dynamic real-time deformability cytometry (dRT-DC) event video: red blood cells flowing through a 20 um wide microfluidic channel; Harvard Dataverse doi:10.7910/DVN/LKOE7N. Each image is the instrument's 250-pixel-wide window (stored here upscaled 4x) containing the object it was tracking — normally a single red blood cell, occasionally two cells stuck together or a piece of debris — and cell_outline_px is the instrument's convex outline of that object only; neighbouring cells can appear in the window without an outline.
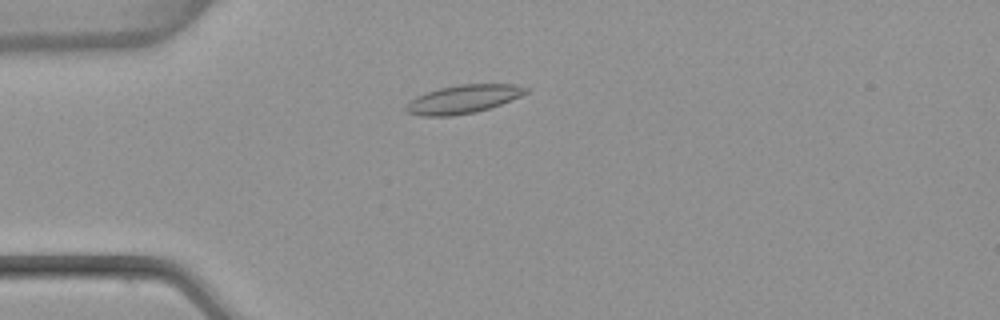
{"species": "common noctule bat (a hibernating species)", "species_latin": "Nyctalus noctula", "temperature_condition": "warm", "stored_images_in_passage": 5, "camera_frame_rate_fps": 3000, "um_per_image_px": 0.085, "animal": {"sex": "female", "body_mass_g": 22.7, "forearm_length_mm": 54.2}, "frame": {"image": 1, "passage_image": 4, "time_ms": 1.0, "image_size_px": [1000, 320], "cell_outline_px": [[528, 92], [520, 96], [500, 104], [476, 112], [452, 116], [420, 116], [408, 112], [404, 108], [416, 96], [440, 88], [460, 84], [516, 84], [528, 88]], "centroid_in_image_um": [39.38, 8.43], "position_along_channel_um": 45.6, "area_um2": 19.59}}